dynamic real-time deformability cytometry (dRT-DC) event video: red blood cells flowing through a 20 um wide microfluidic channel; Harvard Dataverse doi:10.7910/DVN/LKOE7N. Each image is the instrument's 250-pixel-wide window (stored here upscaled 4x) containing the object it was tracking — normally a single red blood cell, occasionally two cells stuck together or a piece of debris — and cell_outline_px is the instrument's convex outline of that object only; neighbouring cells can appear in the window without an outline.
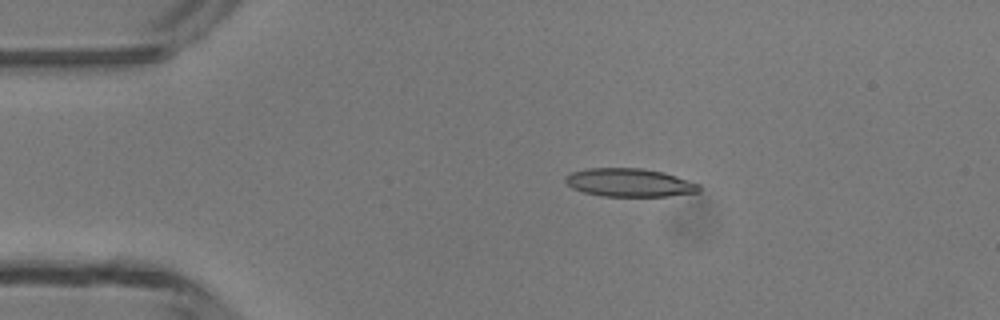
{"species": "common noctule bat (a hibernating species)", "species_latin": "Nyctalus noctula", "temperature_condition": "room temperature", "stored_images_in_passage": 2, "camera_frame_rate_fps": 3000, "um_per_image_px": 0.085, "animal": {"sex": "male", "body_mass_g": 13.3}, "frame": {"image": 1, "passage_image": 1, "time_ms": 0.0, "image_size_px": [1000, 320], "cell_outline_px": [[700, 192], [668, 196], [600, 196], [584, 192], [572, 188], [564, 180], [564, 176], [572, 172], [588, 168], [644, 168], [664, 172], [700, 184]], "centroid_in_image_um": [53.51, 15.52], "position_along_channel_um": 31.5, "area_um2": 22.14}}